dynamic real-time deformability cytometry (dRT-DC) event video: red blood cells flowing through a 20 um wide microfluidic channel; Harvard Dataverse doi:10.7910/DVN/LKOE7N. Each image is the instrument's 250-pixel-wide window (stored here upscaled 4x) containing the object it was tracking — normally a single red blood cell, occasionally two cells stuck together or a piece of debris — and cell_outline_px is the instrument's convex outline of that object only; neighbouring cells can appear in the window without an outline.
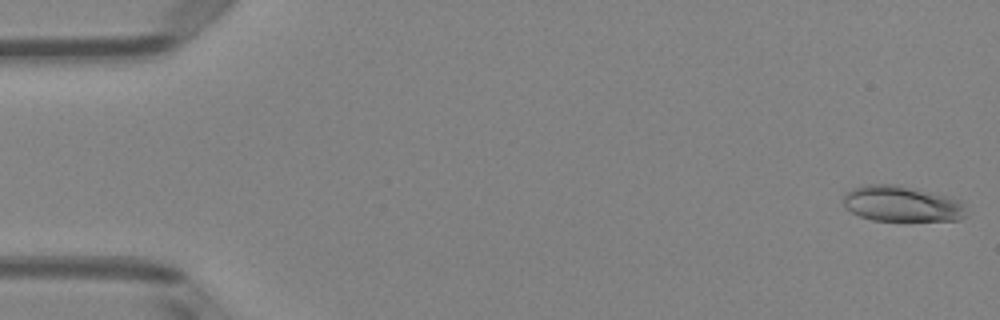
{"species": "Egyptian fruit bat (a non-hibernating species)", "species_latin": "Rousettus aegyptiacus", "temperature_condition": "room temperature", "stored_images_in_passage": 51, "camera_frame_rate_fps": 3000, "um_per_image_px": 0.085, "animal": {"sex": "female"}, "frame": {"image": 1, "passage_image": 1, "time_ms": 0.0, "image_size_px": [1000, 320], "cell_outline_px": [[964, 216], [960, 220], [872, 220], [860, 216], [852, 212], [844, 204], [844, 192], [852, 188], [864, 184], [896, 184], [948, 196], [960, 200], [964, 208]], "centroid_in_image_um": [76.61, 17.3], "position_along_channel_um": 8.4, "area_um2": 25.37}}
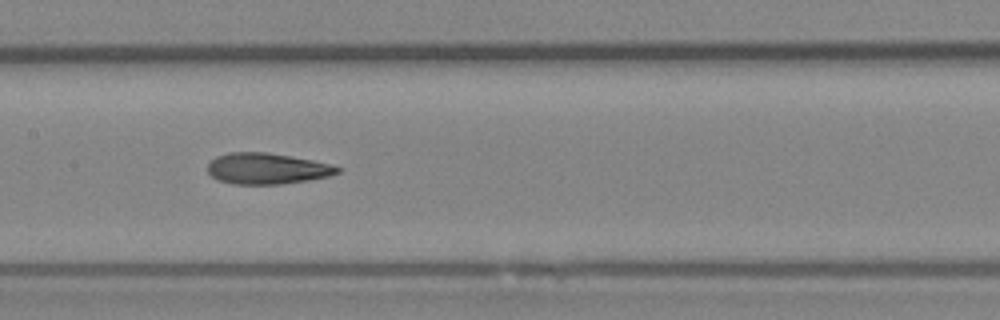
{"frame": {"image": 2, "passage_image": 25, "time_ms": 8.0, "image_size_px": [1000, 320], "cell_outline_px": [[340, 172], [328, 176], [308, 180], [280, 184], [232, 184], [220, 180], [212, 176], [208, 172], [208, 164], [216, 156], [228, 152], [264, 152], [312, 160], [328, 164], [340, 168]], "centroid_in_image_um": [22.66, 14.33], "position_along_channel_um": 184.7, "area_um2": 23.18}}
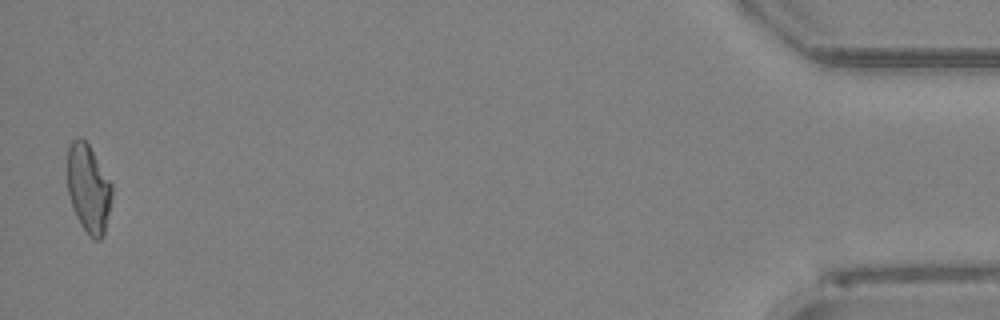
{"frame": {"image": 3, "passage_image": 50, "time_ms": 16.333, "image_size_px": [1000, 320], "cell_outline_px": [[112, 196], [104, 236], [100, 240], [96, 240], [88, 236], [80, 224], [76, 216], [68, 192], [68, 148], [72, 140], [80, 136], [88, 144], [112, 184]], "centroid_in_image_um": [7.53, 16.06], "position_along_channel_um": 427.7, "area_um2": 22.83}, "authors_computed_cell_mechanics": {"area_um2": 23.8714, "velocity_mm_per_s": 4.0027, "shape_relaxation_time_tau1_ms": 5.9993, "shape_relaxation_time_tau2_ms": 2.8307, "deformation_change_tau1": 0.1879, "deformation_change_tau2": 0.1243}}